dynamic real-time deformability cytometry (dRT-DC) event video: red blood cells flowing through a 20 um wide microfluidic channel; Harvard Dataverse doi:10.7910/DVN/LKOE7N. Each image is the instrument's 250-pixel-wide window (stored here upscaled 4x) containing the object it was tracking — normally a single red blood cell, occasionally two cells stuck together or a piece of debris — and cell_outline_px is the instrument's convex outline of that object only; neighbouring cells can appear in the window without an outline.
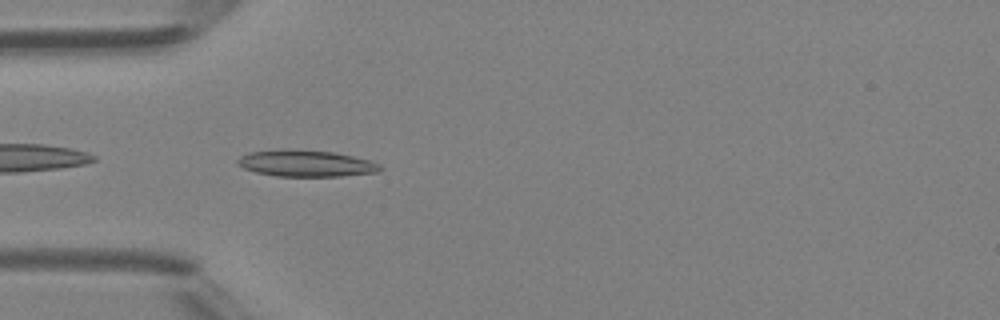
{"species": "Egyptian fruit bat (a non-hibernating species)", "species_latin": "Rousettus aegyptiacus", "temperature_condition": "room temperature", "stored_images_in_passage": 33, "camera_frame_rate_fps": 3000, "um_per_image_px": 0.085, "animal": {"sex": "female"}, "frame": {"image": 1, "passage_image": 1, "time_ms": 0.0, "image_size_px": [1000, 320], "cell_outline_px": [[384, 168], [380, 172], [340, 176], [276, 176], [256, 172], [244, 168], [236, 164], [236, 160], [240, 156], [248, 152], [332, 152], [352, 156], [368, 160], [380, 164]], "centroid_in_image_um": [26.07, 13.94], "position_along_channel_um": 58.9, "area_um2": 20.98}}
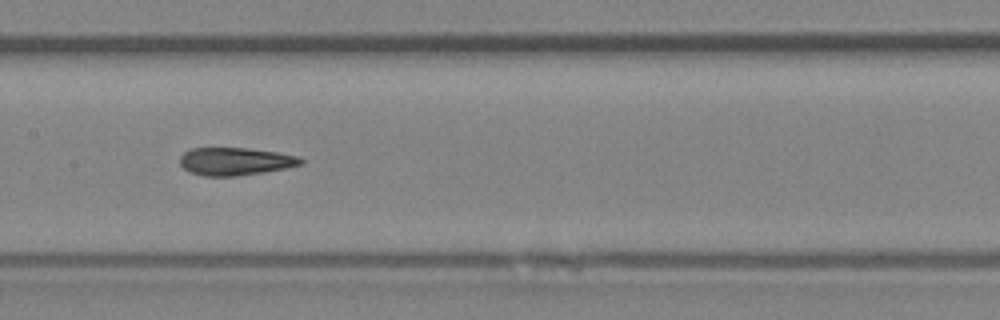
{"frame": {"image": 2, "passage_image": 10, "time_ms": 3.0, "image_size_px": [1000, 320], "cell_outline_px": [[304, 164], [284, 168], [236, 176], [204, 176], [192, 172], [184, 168], [180, 164], [180, 156], [188, 148], [248, 148], [280, 152], [296, 156], [304, 160]], "centroid_in_image_um": [19.99, 13.7], "position_along_channel_um": 187.4, "area_um2": 19.48}}
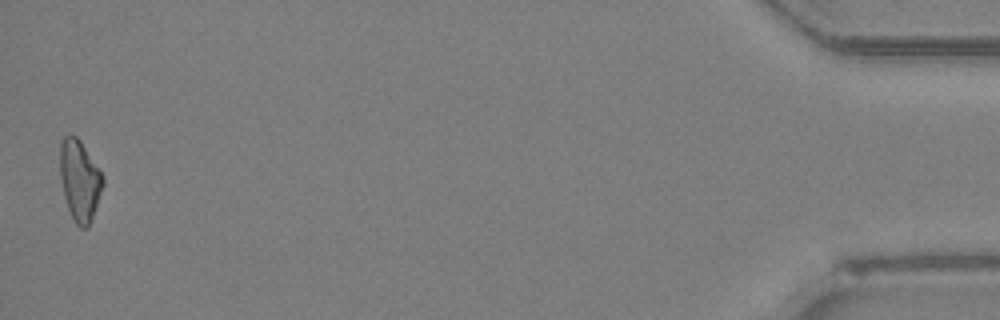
{"frame": {"image": 3, "passage_image": 33, "time_ms": 10.667, "image_size_px": [1000, 320], "cell_outline_px": [[104, 184], [88, 228], [80, 228], [76, 224], [68, 208], [64, 196], [60, 176], [60, 140], [68, 132], [76, 136], [80, 140], [104, 176]], "centroid_in_image_um": [6.76, 15.29], "position_along_channel_um": 428.4, "area_um2": 20.23}, "authors_computed_cell_mechanics": {"area_um2": 19.941, "velocity_mm_per_s": 4.3942, "shape_relaxation_time_tau1_ms": 7.3358, "shape_relaxation_time_tau2_ms": 0.9007, "deformation_change_tau1": 0.2529, "deformation_change_tau2": 0.0783}}